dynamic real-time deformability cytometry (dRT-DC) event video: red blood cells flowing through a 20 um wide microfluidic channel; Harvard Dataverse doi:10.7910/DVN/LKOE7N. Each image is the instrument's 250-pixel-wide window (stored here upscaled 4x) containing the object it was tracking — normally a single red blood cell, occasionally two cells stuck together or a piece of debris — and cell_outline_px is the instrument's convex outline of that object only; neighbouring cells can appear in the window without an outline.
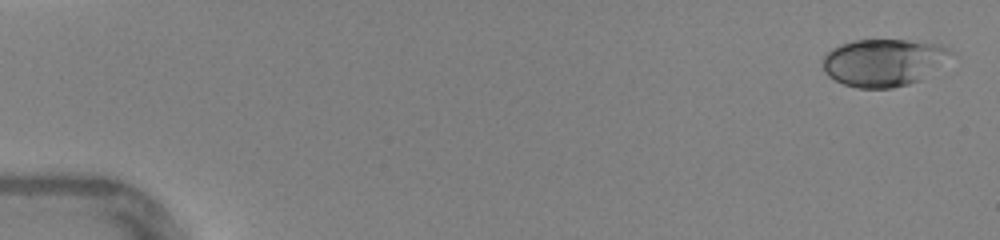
{"species": "human", "species_latin": "Homo sapiens", "temperature_condition": "warm", "stored_images_in_passage": 46, "camera_frame_rate_fps": 3000, "um_per_image_px": 0.085, "donor": {"sex": "female"}, "frame": {"image": 1, "passage_image": 1, "time_ms": 0.0, "image_size_px": [1000, 240], "cell_outline_px": [[956, 52], [920, 80], [908, 84], [892, 88], [856, 88], [844, 84], [828, 76], [824, 72], [820, 64], [824, 56], [832, 48], [840, 44], [856, 40], [908, 40], [944, 44]], "centroid_in_image_um": [75.09, 5.29], "position_along_channel_um": 9.9, "area_um2": 35.55}}
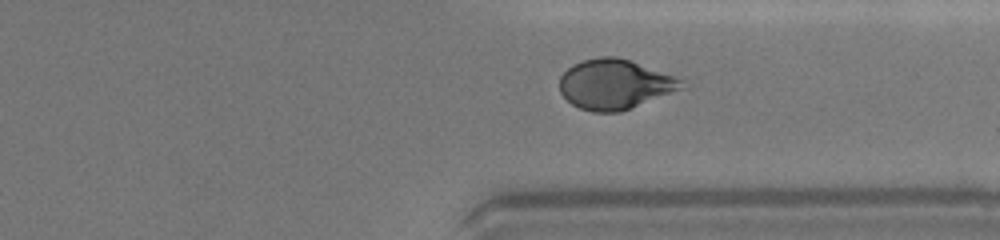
{"frame": {"image": 2, "passage_image": 35, "time_ms": 11.333, "image_size_px": [1000, 240], "cell_outline_px": [[688, 88], [620, 112], [592, 112], [580, 108], [572, 104], [560, 92], [560, 76], [572, 64], [584, 60], [600, 56], [616, 56], [628, 60], [684, 80]], "centroid_in_image_um": [52.29, 7.18], "position_along_channel_um": 359.1, "area_um2": 35.55}}
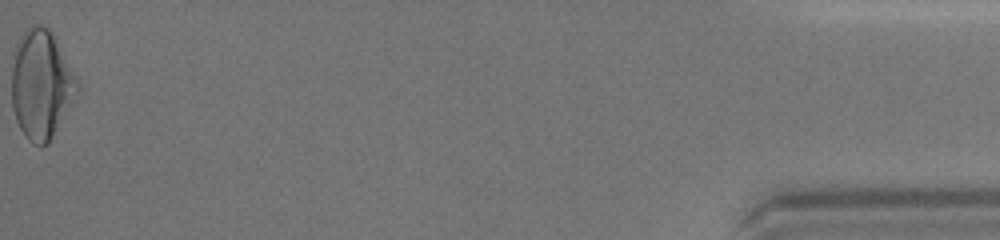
{"frame": {"image": 3, "passage_image": 46, "time_ms": 15.0, "image_size_px": [1000, 240], "cell_outline_px": [[80, 92], [48, 144], [40, 148], [32, 144], [24, 136], [16, 120], [12, 108], [12, 52], [16, 40], [24, 28], [32, 24], [40, 24], [48, 28], [52, 32], [76, 76], [80, 84]], "centroid_in_image_um": [3.5, 7.17], "position_along_channel_um": 431.7, "area_um2": 42.71}, "authors_computed_cell_mechanics": {"area_um2": 34.9979, "velocity_mm_per_s": 4.3891, "shape_relaxation_time_tau1_ms": 4.0662, "shape_relaxation_time_tau2_ms": 1.4046, "deformation_change_tau1": 0.1645, "deformation_change_tau2": 0.0657}}